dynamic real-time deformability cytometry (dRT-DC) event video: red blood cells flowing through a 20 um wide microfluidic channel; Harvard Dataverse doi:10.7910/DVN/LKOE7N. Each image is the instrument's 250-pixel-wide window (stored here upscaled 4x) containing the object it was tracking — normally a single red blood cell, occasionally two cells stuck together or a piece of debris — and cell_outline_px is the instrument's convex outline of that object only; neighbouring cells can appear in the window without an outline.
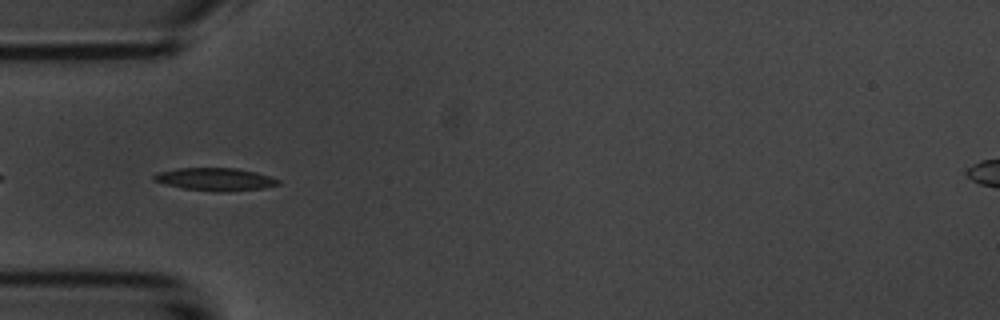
{"species": "common noctule bat (a hibernating species)", "species_latin": "Nyctalus noctula", "temperature_condition": "room temperature", "stored_images_in_passage": 6, "camera_frame_rate_fps": 3000, "um_per_image_px": 0.085, "animal": {"sex": "male", "body_mass_g": 20.1, "forearm_length_mm": 53.5}, "frame": {"image": 1, "passage_image": 3, "time_ms": 0.667, "image_size_px": [1000, 320], "cell_outline_px": [[280, 184], [264, 188], [220, 192], [216, 192], [184, 188], [152, 180], [152, 176], [156, 172], [176, 168], [236, 168], [256, 172], [280, 180]], "centroid_in_image_um": [18.28, 15.23], "position_along_channel_um": 66.7, "area_um2": 16.42}}